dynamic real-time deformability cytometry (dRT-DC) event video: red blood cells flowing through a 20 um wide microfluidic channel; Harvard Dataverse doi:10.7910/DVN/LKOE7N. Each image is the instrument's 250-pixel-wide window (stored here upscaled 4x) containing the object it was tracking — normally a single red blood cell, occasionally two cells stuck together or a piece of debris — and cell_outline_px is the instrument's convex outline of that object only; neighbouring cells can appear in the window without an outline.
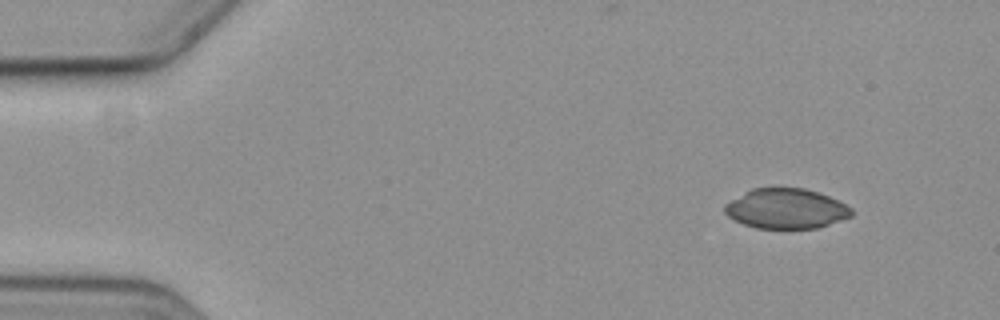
{"species": "common noctule bat (a hibernating species)", "species_latin": "Nyctalus noctula", "temperature_condition": "cold", "stored_images_in_passage": 7, "camera_frame_rate_fps": 3000, "um_per_image_px": 0.085, "animal": {"sex": "female", "body_mass_g": 19.3, "forearm_length_mm": 54.1}, "frame": {"image": 1, "passage_image": 1, "time_ms": 0.0, "image_size_px": [1000, 320], "cell_outline_px": [[852, 216], [816, 228], [756, 228], [732, 220], [724, 212], [724, 204], [744, 192], [752, 188], [804, 188], [828, 196], [852, 208]], "centroid_in_image_um": [66.77, 17.73], "position_along_channel_um": 18.2, "area_um2": 29.36}}